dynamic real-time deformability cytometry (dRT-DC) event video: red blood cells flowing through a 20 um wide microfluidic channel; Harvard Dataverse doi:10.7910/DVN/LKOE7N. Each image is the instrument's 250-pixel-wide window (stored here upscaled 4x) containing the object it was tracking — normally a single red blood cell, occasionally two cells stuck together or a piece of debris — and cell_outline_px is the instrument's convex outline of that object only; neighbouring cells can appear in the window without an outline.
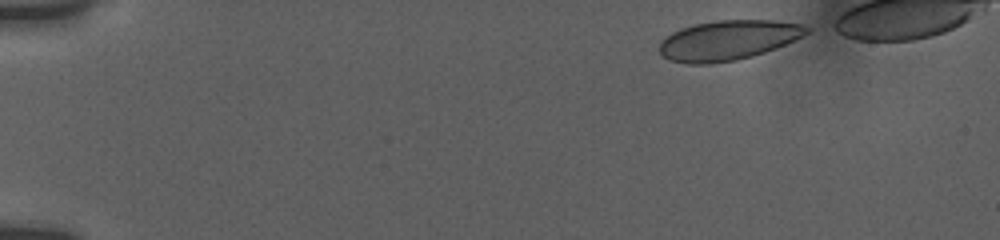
{"species": "human", "species_latin": "Homo sapiens", "temperature_condition": "room temperature", "stored_images_in_passage": 16, "camera_frame_rate_fps": 3000, "um_per_image_px": 0.085, "donor": {"sex": "female"}, "frame": {"image": 1, "passage_image": 1, "time_ms": 0.0, "image_size_px": [1000, 240], "cell_outline_px": [[812, 28], [808, 32], [776, 48], [752, 56], [736, 60], [708, 64], [688, 64], [668, 60], [660, 56], [660, 40], [672, 32], [680, 28], [696, 24], [716, 20], [772, 20], [800, 24]], "centroid_in_image_um": [61.82, 3.42], "position_along_channel_um": 23.2, "area_um2": 34.1}}
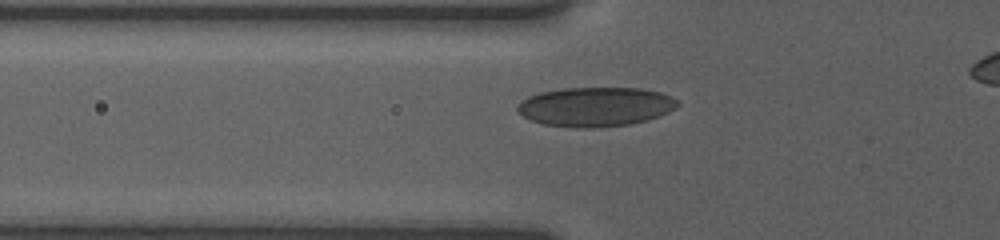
{"frame": {"image": 2, "passage_image": 12, "time_ms": 4.333, "image_size_px": [1000, 240], "cell_outline_px": [[680, 104], [676, 108], [660, 116], [648, 120], [632, 124], [592, 128], [576, 128], [544, 124], [532, 120], [524, 116], [516, 108], [520, 100], [528, 96], [540, 92], [564, 88], [640, 88], [660, 92], [672, 96]], "centroid_in_image_um": [50.64, 9.07], "position_along_channel_um": 75.2, "area_um2": 36.88}}
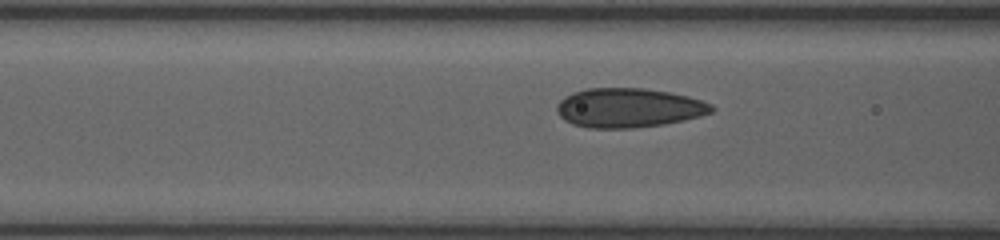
{"frame": {"image": 3, "passage_image": 15, "time_ms": 5.333, "image_size_px": [1000, 240], "cell_outline_px": [[716, 108], [712, 112], [700, 116], [684, 120], [664, 124], [632, 128], [588, 128], [572, 124], [564, 120], [556, 112], [556, 104], [564, 96], [572, 92], [588, 88], [644, 88], [668, 92], [688, 96], [712, 104]], "centroid_in_image_um": [53.4, 9.16], "position_along_channel_um": 113.2, "area_um2": 35.66}}